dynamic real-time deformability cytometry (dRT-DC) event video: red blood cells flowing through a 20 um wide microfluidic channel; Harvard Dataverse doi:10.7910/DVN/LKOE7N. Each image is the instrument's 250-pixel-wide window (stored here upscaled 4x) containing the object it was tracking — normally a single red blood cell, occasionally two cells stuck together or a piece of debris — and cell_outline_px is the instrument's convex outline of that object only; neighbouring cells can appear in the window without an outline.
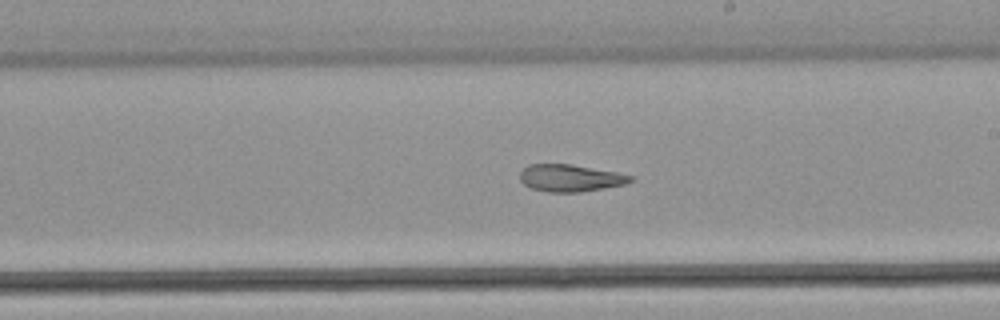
{"species": "common noctule bat (a hibernating species)", "species_latin": "Nyctalus noctula", "temperature_condition": "warm", "stored_images_in_passage": 23, "segment_of_instrument_passage": [1, 2], "camera_frame_rate_fps": 3000, "um_per_image_px": 0.085, "animal": {"sex": "male", "body_mass_g": 21.5, "forearm_length_mm": 52.0}, "frame": {"image": 1, "passage_image": 12, "time_ms": 3.667, "image_size_px": [1000, 320], "cell_outline_px": [[636, 180], [624, 184], [604, 188], [580, 192], [548, 192], [532, 188], [524, 184], [520, 180], [520, 172], [528, 164], [572, 164], [616, 172], [632, 176]], "centroid_in_image_um": [48.48, 15.13], "position_along_channel_um": 240.5, "area_um2": 17.46}}
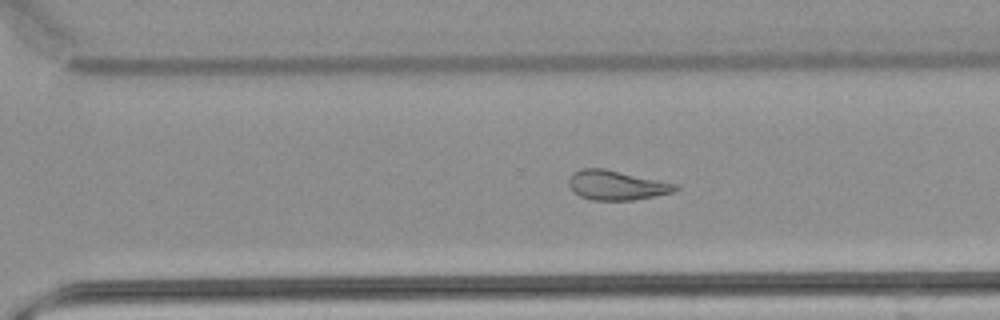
{"frame": {"image": 2, "passage_image": 18, "time_ms": 5.667, "image_size_px": [1000, 320], "cell_outline_px": [[680, 188], [672, 192], [632, 200], [592, 200], [580, 196], [568, 184], [568, 180], [572, 172], [580, 168], [604, 168], [680, 184]], "centroid_in_image_um": [52.41, 15.72], "position_along_channel_um": 318.2, "area_um2": 18.38}}
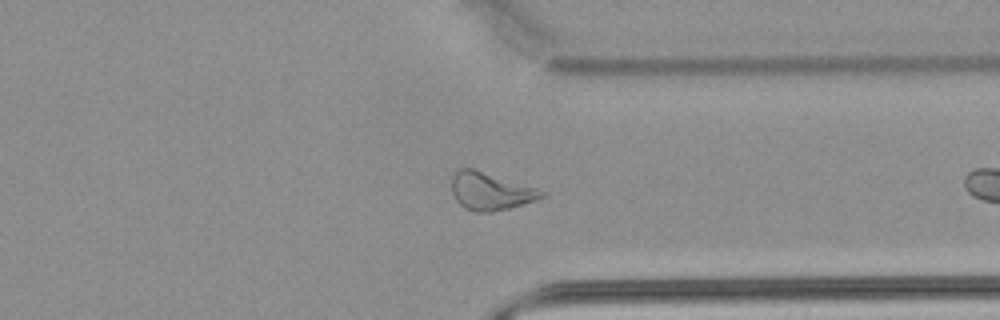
{"frame": {"image": 3, "passage_image": 22, "time_ms": 7.0, "image_size_px": [1000, 320], "cell_outline_px": [[548, 192], [544, 196], [536, 200], [508, 208], [492, 212], [472, 212], [464, 208], [456, 200], [452, 192], [452, 176], [460, 168], [472, 168], [536, 188]], "centroid_in_image_um": [41.67, 16.27], "position_along_channel_um": 369.7, "area_um2": 19.54}}